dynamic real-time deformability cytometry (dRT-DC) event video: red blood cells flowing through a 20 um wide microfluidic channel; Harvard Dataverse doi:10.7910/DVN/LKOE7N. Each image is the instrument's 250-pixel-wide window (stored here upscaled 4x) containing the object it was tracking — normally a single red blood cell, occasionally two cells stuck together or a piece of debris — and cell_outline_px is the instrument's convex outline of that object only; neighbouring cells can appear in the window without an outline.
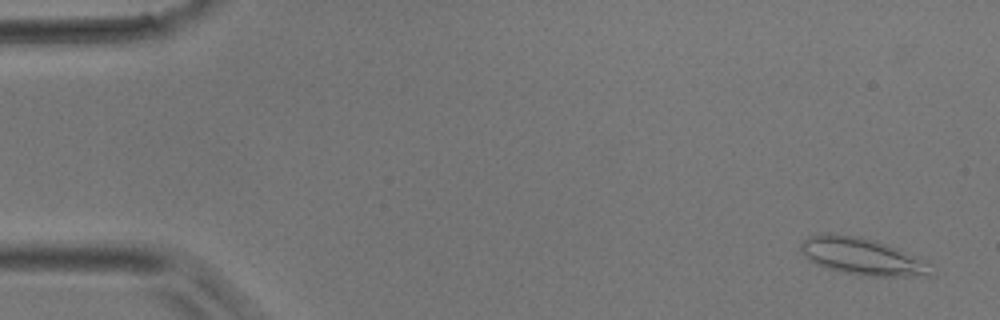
{"species": "common noctule bat (a hibernating species)", "species_latin": "Nyctalus noctula", "temperature_condition": "room temperature", "stored_images_in_passage": 4, "camera_frame_rate_fps": 3000, "um_per_image_px": 0.085, "animal": {"sex": "male", "body_mass_g": 17.9}, "frame": {"image": 1, "passage_image": 1, "time_ms": 0.0, "image_size_px": [1000, 320], "cell_outline_px": [[936, 272], [932, 276], [864, 276], [844, 272], [808, 260], [800, 248], [800, 244], [808, 236], [828, 232], [860, 236], [896, 248], [924, 264]], "centroid_in_image_um": [73.2, 21.78], "position_along_channel_um": 11.8, "area_um2": 27.22}}